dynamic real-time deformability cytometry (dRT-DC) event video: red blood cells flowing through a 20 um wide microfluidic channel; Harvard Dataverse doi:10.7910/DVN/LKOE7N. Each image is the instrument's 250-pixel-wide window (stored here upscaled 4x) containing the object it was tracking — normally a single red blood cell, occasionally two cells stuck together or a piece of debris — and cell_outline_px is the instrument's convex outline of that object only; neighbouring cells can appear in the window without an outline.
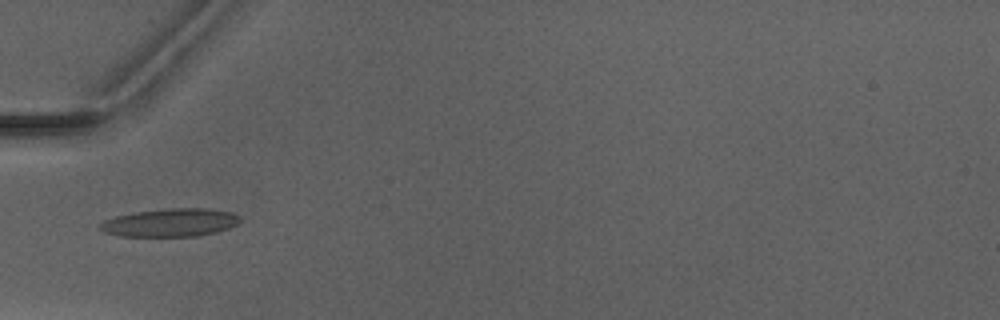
{"species": "Egyptian fruit bat (a non-hibernating species)", "species_latin": "Rousettus aegyptiacus", "temperature_condition": "warm", "stored_images_in_passage": 6, "camera_frame_rate_fps": 3000, "um_per_image_px": 0.085, "animal": {"sex": "male"}, "frame": {"image": 1, "passage_image": 5, "time_ms": 4.667, "image_size_px": [1000, 320], "cell_outline_px": [[240, 220], [236, 224], [228, 228], [216, 232], [200, 236], [120, 236], [104, 232], [96, 228], [96, 224], [104, 220], [116, 216], [132, 212], [168, 208], [208, 208], [232, 212], [240, 216]], "centroid_in_image_um": [14.43, 18.92], "position_along_channel_um": 70.6, "area_um2": 23.24}}